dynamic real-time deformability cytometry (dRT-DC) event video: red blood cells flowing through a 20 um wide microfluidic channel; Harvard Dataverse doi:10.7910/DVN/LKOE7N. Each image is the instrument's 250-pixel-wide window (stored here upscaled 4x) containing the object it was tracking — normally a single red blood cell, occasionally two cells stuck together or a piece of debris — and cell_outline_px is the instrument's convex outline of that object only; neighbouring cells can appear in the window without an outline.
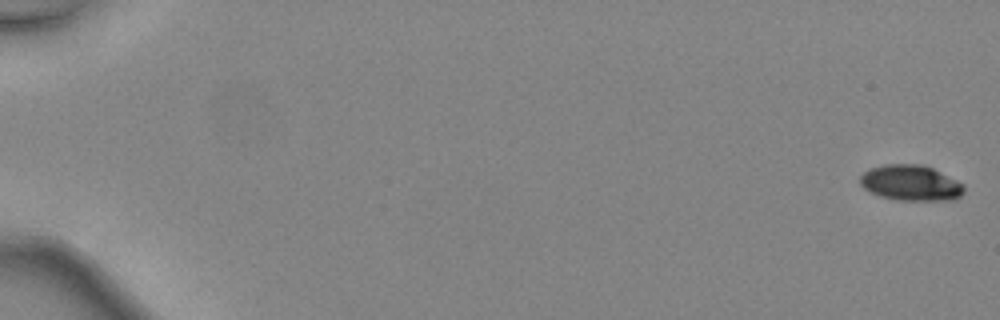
{"species": "common noctule bat (a hibernating species)", "species_latin": "Nyctalus noctula", "temperature_condition": "warm", "stored_images_in_passage": 47, "camera_frame_rate_fps": 3000, "um_per_image_px": 0.085, "animal": {"sex": "female", "body_mass_g": 24.6, "forearm_length_mm": 56.2}, "frame": {"image": 1, "passage_image": 1, "time_ms": 0.0, "image_size_px": [1000, 320], "cell_outline_px": [[964, 192], [960, 196], [952, 200], [896, 200], [880, 196], [868, 192], [860, 184], [860, 176], [868, 168], [884, 164], [920, 164], [932, 168], [964, 184]], "centroid_in_image_um": [77.38, 15.55], "position_along_channel_um": 7.6, "area_um2": 21.68}}
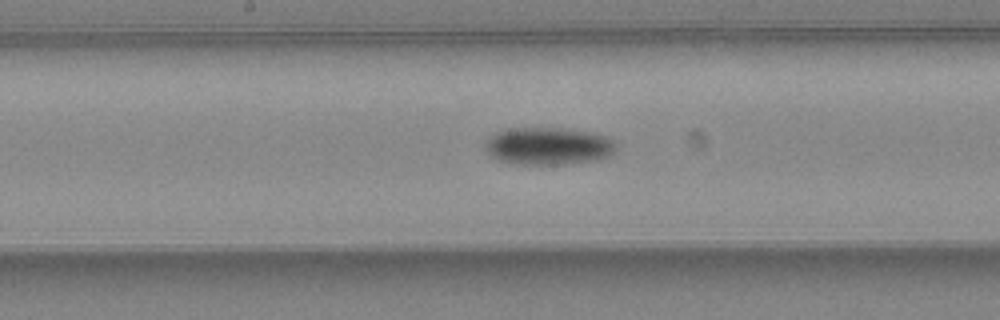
{"frame": {"image": 2, "passage_image": 27, "time_ms": 8.667, "image_size_px": [1000, 320], "cell_outline_px": [[616, 152], [600, 160], [564, 164], [512, 164], [496, 160], [484, 148], [484, 140], [488, 136], [496, 132], [508, 128], [568, 128], [596, 132], [608, 136], [616, 144]], "centroid_in_image_um": [46.61, 12.41], "position_along_channel_um": 201.6, "area_um2": 29.36}}
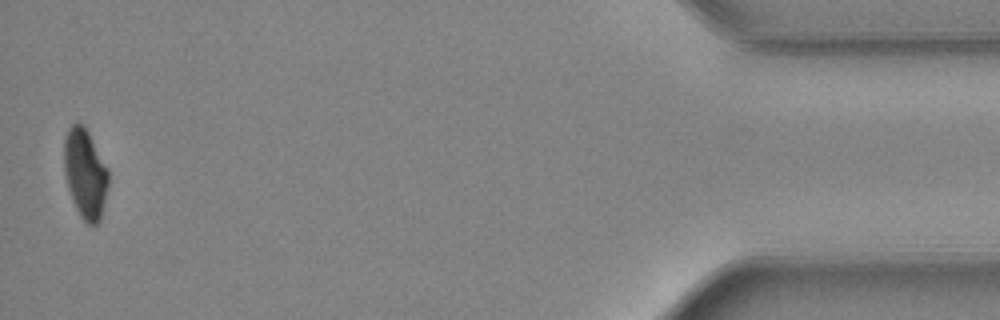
{"frame": {"image": 3, "passage_image": 47, "time_ms": 15.333, "image_size_px": [1000, 320], "cell_outline_px": [[108, 184], [100, 220], [96, 224], [88, 224], [80, 216], [72, 200], [68, 188], [64, 172], [64, 140], [68, 128], [76, 120], [84, 124], [108, 168]], "centroid_in_image_um": [7.23, 14.71], "position_along_channel_um": 428.0, "area_um2": 23.18}, "authors_computed_cell_mechanics": {"area_um2": 24.854, "velocity_mm_per_s": 4.5506, "shape_relaxation_time_tau1_ms": 2.598, "shape_relaxation_time_tau2_ms": null, "deformation_change_tau1": 0.1213, "deformation_change_tau2": null}}